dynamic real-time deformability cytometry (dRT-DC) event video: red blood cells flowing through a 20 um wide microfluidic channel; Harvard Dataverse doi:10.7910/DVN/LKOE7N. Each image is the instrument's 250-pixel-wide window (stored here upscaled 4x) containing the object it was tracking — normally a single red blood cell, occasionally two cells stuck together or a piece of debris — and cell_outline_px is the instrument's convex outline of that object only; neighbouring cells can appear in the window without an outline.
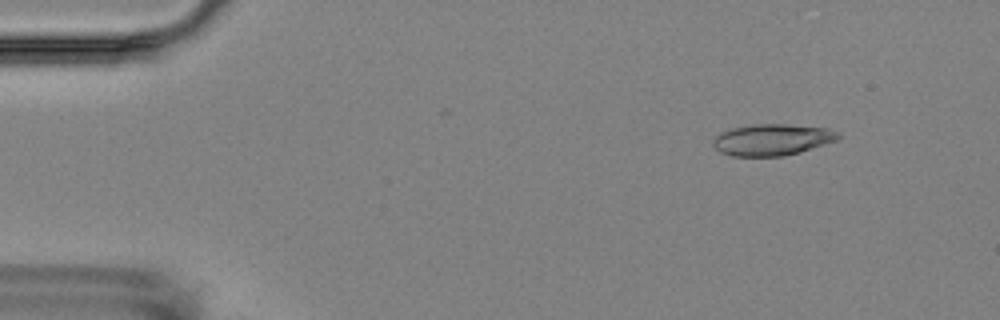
{"species": "Egyptian fruit bat (a non-hibernating species)", "species_latin": "Rousettus aegyptiacus", "temperature_condition": "room temperature", "stored_images_in_passage": 8, "camera_frame_rate_fps": 3000, "um_per_image_px": 0.085, "animal": {"sex": "female"}, "frame": {"image": 1, "passage_image": 1, "time_ms": 0.0, "image_size_px": [1000, 320], "cell_outline_px": [[840, 136], [836, 140], [800, 152], [784, 156], [732, 156], [720, 152], [712, 144], [712, 140], [720, 132], [732, 128], [752, 124], [788, 124], [824, 128], [836, 132]], "centroid_in_image_um": [65.57, 11.87], "position_along_channel_um": 19.4, "area_um2": 22.77}}
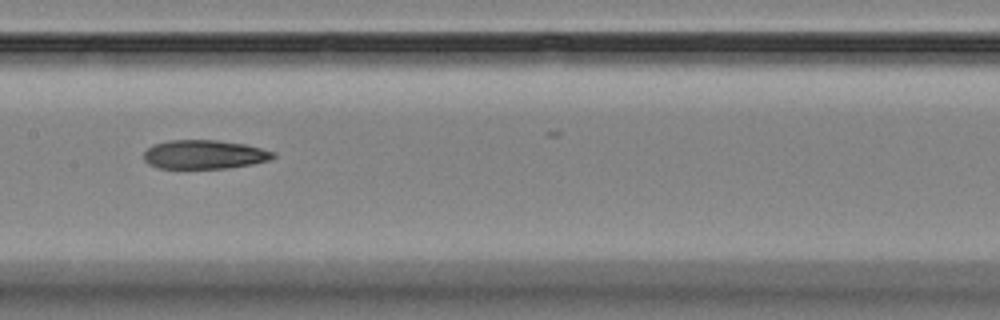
{"frame": {"image": 2, "passage_image": 7, "time_ms": 7.333, "image_size_px": [1000, 320], "cell_outline_px": [[276, 156], [268, 160], [252, 164], [228, 168], [160, 168], [148, 164], [144, 160], [144, 152], [152, 144], [168, 140], [216, 140], [244, 144], [276, 152]], "centroid_in_image_um": [17.35, 13.13], "position_along_channel_um": 190.0, "area_um2": 21.79}}
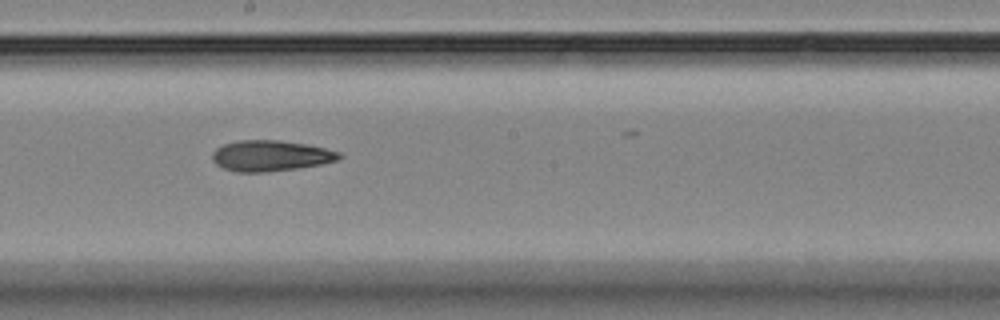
{"frame": {"image": 3, "passage_image": 8, "time_ms": 8.333, "image_size_px": [1000, 320], "cell_outline_px": [[344, 156], [336, 160], [320, 164], [296, 168], [264, 172], [236, 172], [224, 168], [216, 164], [212, 160], [212, 152], [216, 148], [224, 144], [240, 140], [280, 140], [308, 144], [340, 152]], "centroid_in_image_um": [22.99, 13.23], "position_along_channel_um": 225.2, "area_um2": 22.72}}